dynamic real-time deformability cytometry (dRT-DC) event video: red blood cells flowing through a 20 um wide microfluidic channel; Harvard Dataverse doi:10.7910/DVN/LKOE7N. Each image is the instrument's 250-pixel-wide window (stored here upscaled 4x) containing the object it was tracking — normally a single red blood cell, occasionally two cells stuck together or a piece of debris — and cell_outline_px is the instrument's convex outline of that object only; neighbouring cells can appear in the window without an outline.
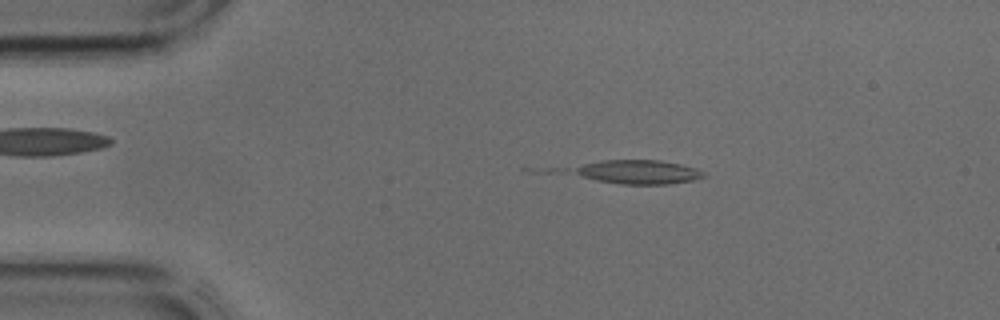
{"species": "common noctule bat (a hibernating species)", "species_latin": "Nyctalus noctula", "temperature_condition": "cold", "stored_images_in_passage": 29, "camera_frame_rate_fps": 3000, "um_per_image_px": 0.085, "animal": {"sex": "male", "body_mass_g": 17.9, "forearm_length_mm": 54.2}, "frame": {"image": 1, "passage_image": 2, "time_ms": 0.333, "image_size_px": [1000, 320], "cell_outline_px": [[708, 176], [692, 180], [668, 184], [620, 184], [596, 180], [584, 176], [576, 172], [576, 168], [584, 164], [604, 160], [660, 160], [680, 164], [696, 168], [704, 172]], "centroid_in_image_um": [54.36, 14.62], "position_along_channel_um": 30.6, "area_um2": 17.8}}
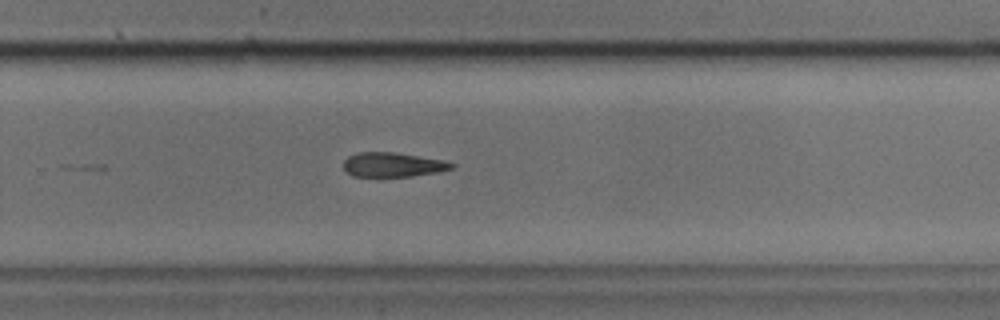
{"frame": {"image": 2, "passage_image": 22, "time_ms": 7.0, "image_size_px": [1000, 320], "cell_outline_px": [[456, 164], [452, 168], [440, 172], [412, 176], [352, 176], [344, 168], [344, 160], [348, 156], [356, 152], [396, 152], [444, 160]], "centroid_in_image_um": [33.41, 13.99], "position_along_channel_um": 296.4, "area_um2": 15.43}}
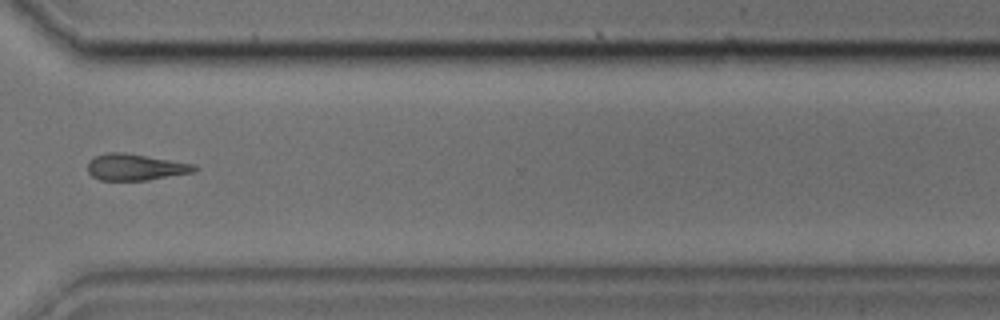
{"frame": {"image": 3, "passage_image": 26, "time_ms": 8.333, "image_size_px": [1000, 320], "cell_outline_px": [[200, 168], [192, 172], [148, 180], [100, 180], [92, 176], [88, 172], [88, 160], [96, 156], [108, 152], [124, 152], [196, 164]], "centroid_in_image_um": [11.51, 14.2], "position_along_channel_um": 359.1, "area_um2": 16.47}}